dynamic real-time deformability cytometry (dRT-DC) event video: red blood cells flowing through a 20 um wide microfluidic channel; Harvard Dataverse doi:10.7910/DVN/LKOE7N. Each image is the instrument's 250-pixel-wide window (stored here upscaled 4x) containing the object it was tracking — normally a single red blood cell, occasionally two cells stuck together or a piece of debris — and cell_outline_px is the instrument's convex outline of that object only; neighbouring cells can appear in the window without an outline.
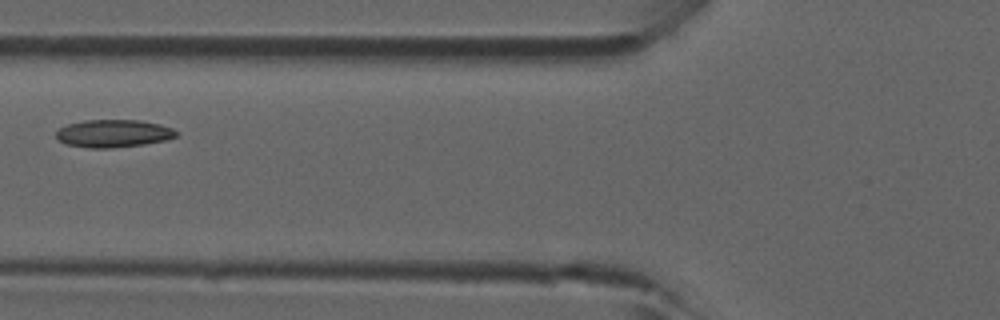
{"species": "common noctule bat (a hibernating species)", "species_latin": "Nyctalus noctula", "temperature_condition": "room temperature", "stored_images_in_passage": 2, "camera_frame_rate_fps": 3000, "um_per_image_px": 0.085, "animal": {"sex": "male", "forearm_length_mm": 52.5}, "frame": {"image": 1, "passage_image": 2, "time_ms": 0.333, "image_size_px": [1000, 320], "cell_outline_px": [[180, 132], [176, 136], [164, 140], [144, 144], [112, 148], [88, 148], [64, 144], [56, 140], [56, 132], [60, 128], [68, 124], [84, 120], [140, 120], [160, 124], [172, 128]], "centroid_in_image_um": [9.61, 11.35], "position_along_channel_um": 116.2, "area_um2": 19.54}}